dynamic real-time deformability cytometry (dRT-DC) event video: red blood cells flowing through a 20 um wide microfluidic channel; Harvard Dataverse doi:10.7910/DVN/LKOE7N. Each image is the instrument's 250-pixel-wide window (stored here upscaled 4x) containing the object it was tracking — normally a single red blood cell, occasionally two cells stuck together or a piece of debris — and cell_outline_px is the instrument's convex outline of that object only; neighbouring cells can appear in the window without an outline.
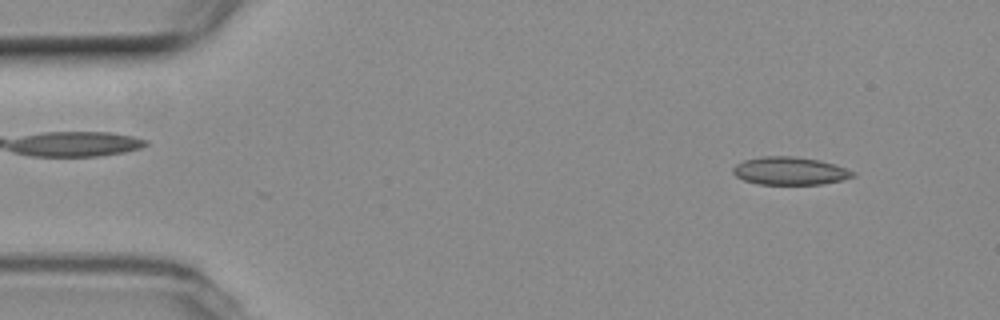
{"species": "common noctule bat (a hibernating species)", "species_latin": "Nyctalus noctula", "temperature_condition": "room temperature", "stored_images_in_passage": 50, "camera_frame_rate_fps": 3000, "um_per_image_px": 0.085, "animal": {"sex": "female", "body_mass_g": 19.3, "forearm_length_mm": 54.1}, "frame": {"image": 1, "passage_image": 4, "time_ms": 1.0, "image_size_px": [1000, 320], "cell_outline_px": [[856, 176], [844, 180], [820, 184], [760, 184], [744, 180], [736, 176], [732, 172], [732, 168], [736, 164], [744, 160], [764, 156], [796, 156], [820, 160], [856, 172]], "centroid_in_image_um": [67.15, 14.52], "position_along_channel_um": 17.9, "area_um2": 19.48}}
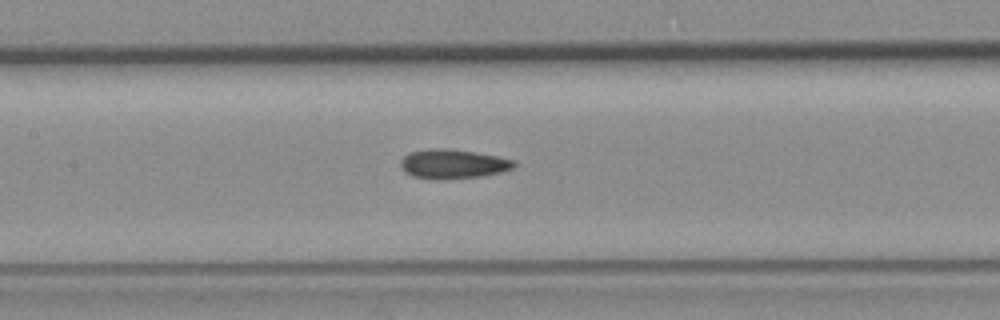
{"frame": {"image": 2, "passage_image": 23, "time_ms": 7.333, "image_size_px": [1000, 320], "cell_outline_px": [[516, 164], [512, 168], [504, 172], [484, 176], [412, 176], [404, 172], [400, 164], [400, 160], [404, 156], [412, 152], [432, 148], [444, 148], [472, 152], [496, 156], [516, 160]], "centroid_in_image_um": [38.55, 13.89], "position_along_channel_um": 168.8, "area_um2": 18.38}}
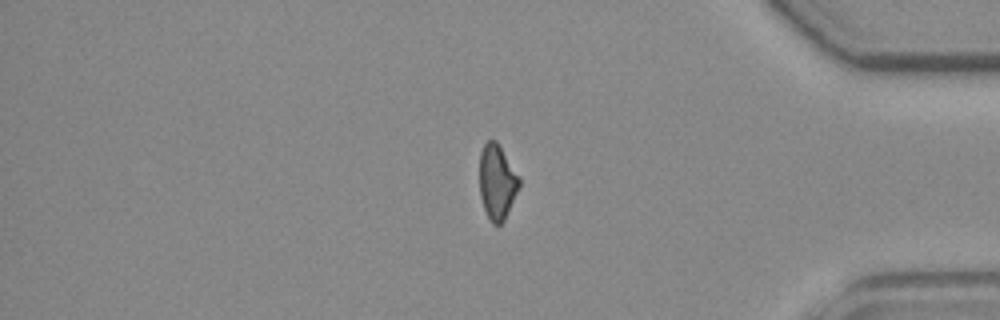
{"frame": {"image": 3, "passage_image": 43, "time_ms": 14.0, "image_size_px": [1000, 320], "cell_outline_px": [[520, 184], [504, 220], [500, 224], [492, 224], [484, 208], [480, 196], [480, 152], [484, 144], [488, 140], [496, 140], [520, 176]], "centroid_in_image_um": [42.25, 15.44], "position_along_channel_um": 393.0, "area_um2": 17.17}, "authors_computed_cell_mechanics": {"area_um2": 18.6983, "velocity_mm_per_s": 3.8081, "shape_relaxation_time_tau1_ms": null, "shape_relaxation_time_tau2_ms": 3.6539, "deformation_change_tau1": null, "deformation_change_tau2": 0.1239}}